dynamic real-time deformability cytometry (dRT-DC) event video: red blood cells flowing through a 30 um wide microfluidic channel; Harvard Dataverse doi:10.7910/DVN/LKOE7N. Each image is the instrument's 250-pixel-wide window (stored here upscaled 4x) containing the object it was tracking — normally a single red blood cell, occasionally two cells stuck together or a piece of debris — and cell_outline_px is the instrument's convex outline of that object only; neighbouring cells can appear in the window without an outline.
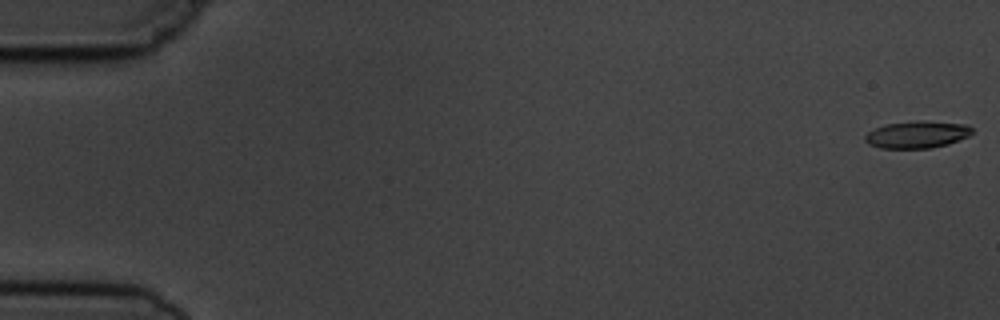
{"species": "common noctule bat (a hibernating species)", "species_latin": "Nyctalus noctula", "temperature_condition": "cold", "stored_images_in_passage": 5, "camera_frame_rate_fps": 3000, "um_per_image_px": 0.085, "animal": {"sex": "male", "body_mass_g": 19.5, "forearm_length_mm": 54.6}, "frame": {"image": 1, "passage_image": 1, "time_ms": 0.0, "image_size_px": [1000, 320], "cell_outline_px": [[972, 132], [968, 136], [948, 144], [928, 148], [880, 148], [868, 144], [864, 140], [864, 136], [868, 132], [876, 128], [888, 124], [916, 120], [924, 120], [968, 124], [972, 128]], "centroid_in_image_um": [77.95, 11.43], "position_along_channel_um": 7.0, "area_um2": 16.94}}
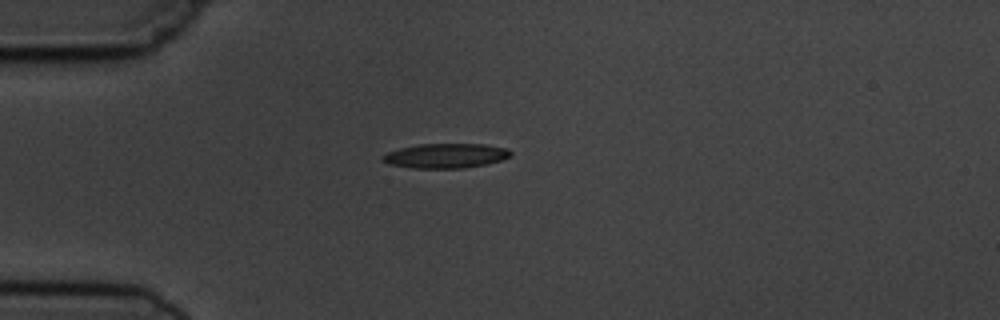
{"frame": {"image": 2, "passage_image": 5, "time_ms": 4.667, "image_size_px": [1000, 320], "cell_outline_px": [[512, 156], [500, 160], [484, 164], [464, 168], [412, 168], [388, 164], [380, 160], [380, 156], [388, 152], [400, 148], [420, 144], [484, 144], [508, 148], [512, 152]], "centroid_in_image_um": [37.86, 13.24], "position_along_channel_um": 47.1, "area_um2": 18.44}}